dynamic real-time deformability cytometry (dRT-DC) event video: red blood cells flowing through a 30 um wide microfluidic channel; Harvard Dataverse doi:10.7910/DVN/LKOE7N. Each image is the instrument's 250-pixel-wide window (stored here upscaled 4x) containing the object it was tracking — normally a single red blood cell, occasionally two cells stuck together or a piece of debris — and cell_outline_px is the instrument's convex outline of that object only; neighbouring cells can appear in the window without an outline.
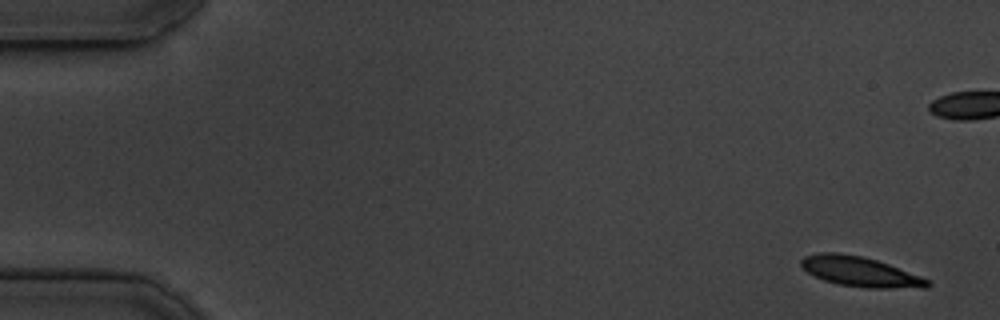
{"species": "common noctule bat (a hibernating species)", "species_latin": "Nyctalus noctula", "temperature_condition": "cold", "stored_images_in_passage": 54, "camera_frame_rate_fps": 3000, "um_per_image_px": 0.085, "animal": {"sex": "male", "body_mass_g": 19.5, "forearm_length_mm": 54.6}, "frame": {"image": 1, "passage_image": 1, "time_ms": 0.0, "image_size_px": [1000, 320], "cell_outline_px": [[932, 284], [928, 288], [868, 288], [840, 284], [824, 280], [808, 272], [800, 264], [800, 260], [804, 256], [820, 252], [836, 252], [864, 256], [888, 264], [920, 276], [928, 280]], "centroid_in_image_um": [73.12, 23.09], "position_along_channel_um": 11.9, "area_um2": 21.91}}
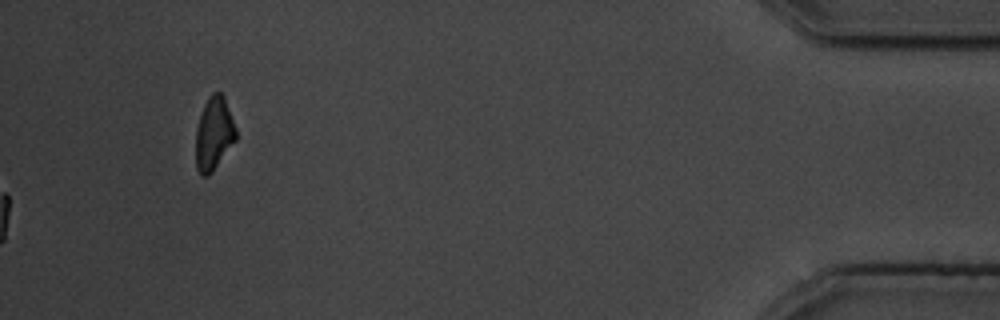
{"frame": {"image": 2, "passage_image": 54, "time_ms": 17.667, "image_size_px": [1000, 320], "cell_outline_px": [[236, 140], [212, 172], [208, 176], [200, 176], [196, 168], [196, 128], [204, 104], [208, 96], [212, 92], [220, 92], [224, 96], [236, 128]], "centroid_in_image_um": [18.17, 11.37], "position_along_channel_um": 417.0, "area_um2": 17.17}, "authors_computed_cell_mechanics": {"area_um2": 22.4842, "velocity_mm_per_s": 3.7175, "shape_relaxation_time_tau1_ms": 7.1162, "shape_relaxation_time_tau2_ms": 9.674, "deformation_change_tau1": 0.1574, "deformation_change_tau2": 0.166}}